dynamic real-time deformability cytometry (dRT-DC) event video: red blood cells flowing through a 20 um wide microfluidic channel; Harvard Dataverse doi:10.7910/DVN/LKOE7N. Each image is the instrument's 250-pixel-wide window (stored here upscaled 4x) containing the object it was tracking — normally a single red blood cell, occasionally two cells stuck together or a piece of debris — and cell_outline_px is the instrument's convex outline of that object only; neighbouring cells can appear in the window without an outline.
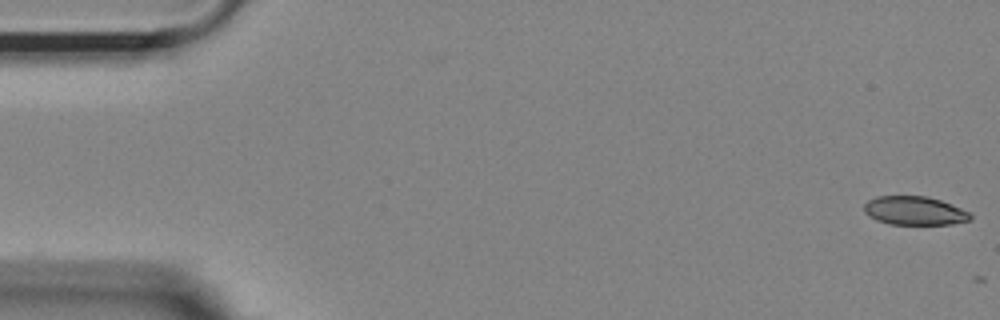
{"species": "Egyptian fruit bat (a non-hibernating species)", "species_latin": "Rousettus aegyptiacus", "temperature_condition": "room temperature", "stored_images_in_passage": 2, "camera_frame_rate_fps": 3000, "um_per_image_px": 0.085, "animal": {"sex": "female"}, "frame": {"image": 1, "passage_image": 1, "time_ms": 0.0, "image_size_px": [1000, 320], "cell_outline_px": [[972, 220], [952, 224], [888, 224], [876, 220], [868, 216], [864, 212], [864, 204], [868, 200], [876, 196], [928, 196], [940, 200], [960, 208], [968, 212], [972, 216]], "centroid_in_image_um": [77.71, 17.91], "position_along_channel_um": 7.3, "area_um2": 17.8}}